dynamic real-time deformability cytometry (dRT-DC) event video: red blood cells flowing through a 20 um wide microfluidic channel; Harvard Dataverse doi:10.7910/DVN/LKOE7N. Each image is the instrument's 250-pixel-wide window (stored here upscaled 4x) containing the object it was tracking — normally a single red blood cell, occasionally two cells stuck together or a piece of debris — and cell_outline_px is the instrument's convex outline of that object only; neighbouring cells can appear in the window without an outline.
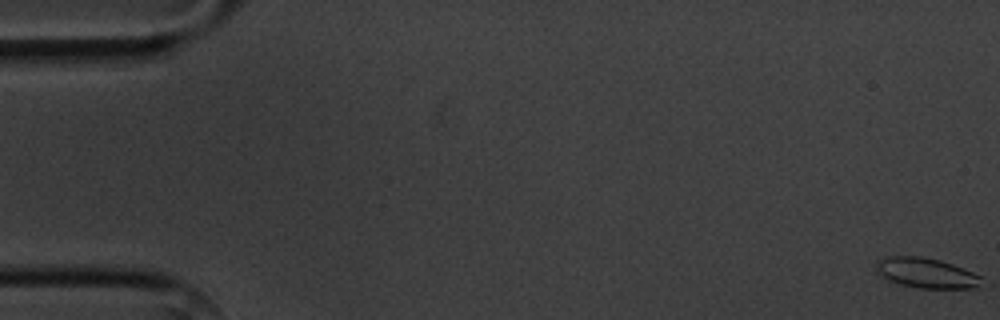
{"species": "common noctule bat (a hibernating species)", "species_latin": "Nyctalus noctula", "temperature_condition": "cold", "stored_images_in_passage": 11, "camera_frame_rate_fps": 3000, "um_per_image_px": 0.085, "animal": {"sex": "male", "body_mass_g": 20.1, "forearm_length_mm": 53.5}, "frame": {"image": 1, "passage_image": 1, "time_ms": 0.0, "image_size_px": [1000, 320], "cell_outline_px": [[984, 284], [976, 288], [920, 288], [900, 284], [888, 280], [880, 276], [876, 272], [876, 264], [884, 256], [920, 256], [940, 260], [952, 264], [984, 276]], "centroid_in_image_um": [78.78, 23.21], "position_along_channel_um": 6.2, "area_um2": 18.79}}
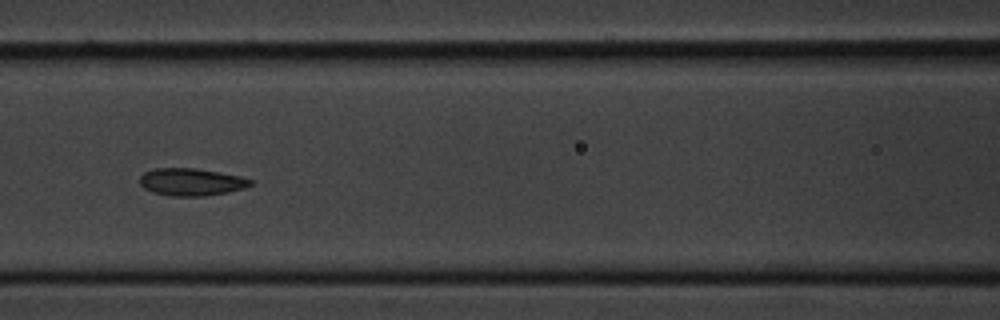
{"frame": {"image": 2, "passage_image": 8, "time_ms": 8.0, "image_size_px": [1000, 320], "cell_outline_px": [[252, 184], [244, 188], [228, 192], [204, 196], [172, 196], [152, 192], [144, 188], [140, 184], [140, 176], [144, 172], [152, 168], [196, 168], [220, 172], [240, 176], [252, 180]], "centroid_in_image_um": [16.24, 15.46], "position_along_channel_um": 150.4, "area_um2": 17.74}}
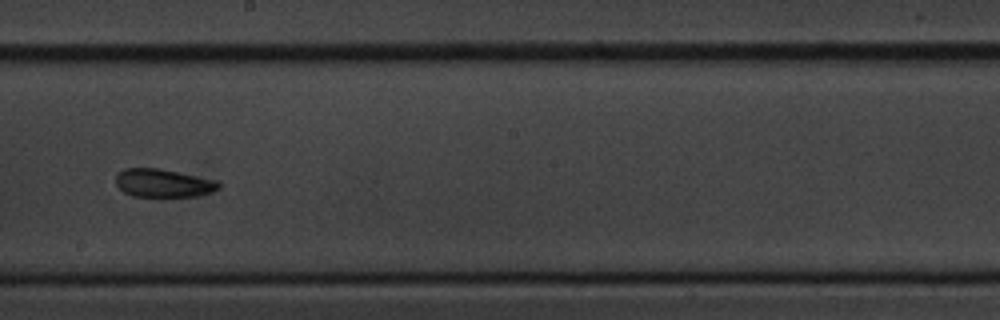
{"frame": {"image": 3, "passage_image": 10, "time_ms": 10.333, "image_size_px": [1000, 320], "cell_outline_px": [[220, 188], [212, 192], [196, 196], [168, 200], [156, 200], [132, 196], [124, 192], [116, 184], [116, 176], [124, 168], [160, 168], [216, 180], [220, 184]], "centroid_in_image_um": [13.88, 15.63], "position_along_channel_um": 234.3, "area_um2": 17.92}}